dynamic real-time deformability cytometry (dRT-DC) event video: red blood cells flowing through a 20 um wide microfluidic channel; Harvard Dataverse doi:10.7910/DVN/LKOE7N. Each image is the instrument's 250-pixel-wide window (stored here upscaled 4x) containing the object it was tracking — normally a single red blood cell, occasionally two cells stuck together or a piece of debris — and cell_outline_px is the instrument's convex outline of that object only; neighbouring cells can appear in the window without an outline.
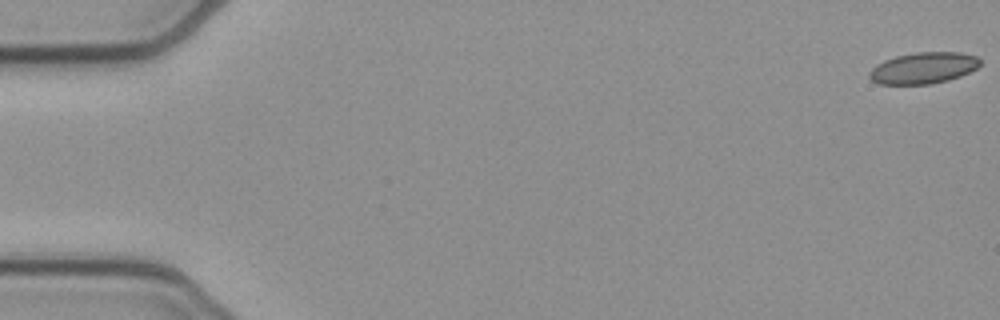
{"species": "common noctule bat (a hibernating species)", "species_latin": "Nyctalus noctula", "temperature_condition": "cold", "stored_images_in_passage": 11, "camera_frame_rate_fps": 3000, "um_per_image_px": 0.085, "animal": {"sex": "female", "body_mass_g": 21.9}, "frame": {"image": 1, "passage_image": 1, "time_ms": 0.0, "image_size_px": [1000, 320], "cell_outline_px": [[980, 64], [976, 68], [960, 76], [948, 80], [932, 84], [880, 84], [872, 80], [868, 76], [868, 72], [876, 64], [884, 60], [896, 56], [916, 52], [960, 52], [976, 56], [980, 60]], "centroid_in_image_um": [78.47, 5.78], "position_along_channel_um": 6.5, "area_um2": 20.23}}